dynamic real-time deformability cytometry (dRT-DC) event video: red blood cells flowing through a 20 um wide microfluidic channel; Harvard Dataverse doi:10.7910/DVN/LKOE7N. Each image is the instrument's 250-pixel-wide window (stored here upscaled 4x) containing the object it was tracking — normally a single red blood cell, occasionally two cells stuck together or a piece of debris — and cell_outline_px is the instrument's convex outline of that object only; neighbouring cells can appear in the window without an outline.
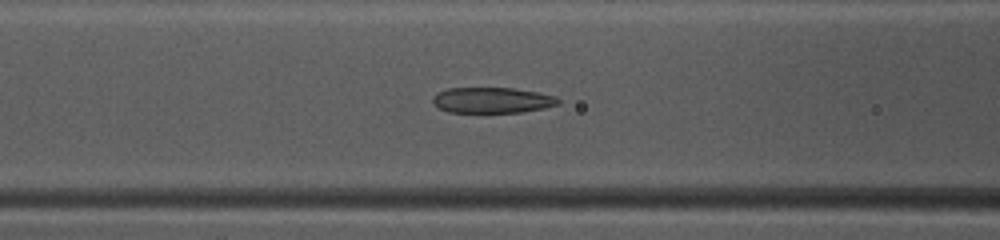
{"species": "common noctule bat (a hibernating species)", "species_latin": "Nyctalus noctula", "temperature_condition": "warm", "stored_images_in_passage": 43, "camera_frame_rate_fps": 3000, "um_per_image_px": 0.085, "animal": {"sex": "female", "body_mass_g": 10.0, "forearm_length_mm": 53.1}, "frame": {"image": 1, "passage_image": 15, "time_ms": 4.667, "image_size_px": [1000, 240], "cell_outline_px": [[560, 104], [544, 108], [520, 112], [448, 112], [440, 108], [432, 100], [432, 96], [436, 92], [448, 88], [512, 88], [536, 92], [556, 96], [560, 100]], "centroid_in_image_um": [41.83, 8.51], "position_along_channel_um": 124.8, "area_um2": 18.73}}
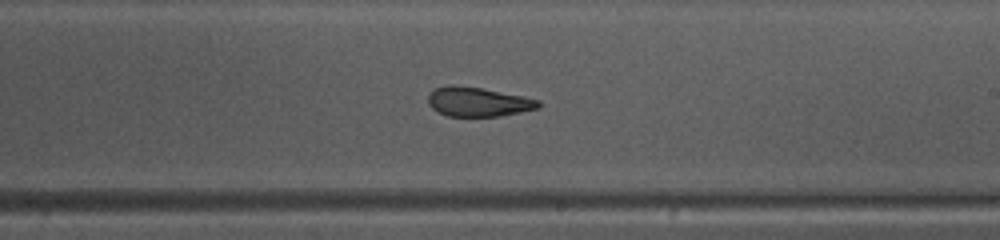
{"frame": {"image": 2, "passage_image": 24, "time_ms": 7.667, "image_size_px": [1000, 240], "cell_outline_px": [[540, 108], [500, 116], [448, 116], [432, 108], [428, 104], [428, 96], [436, 88], [448, 84], [480, 88], [524, 96], [540, 100]], "centroid_in_image_um": [40.66, 8.65], "position_along_channel_um": 248.3, "area_um2": 18.73}}
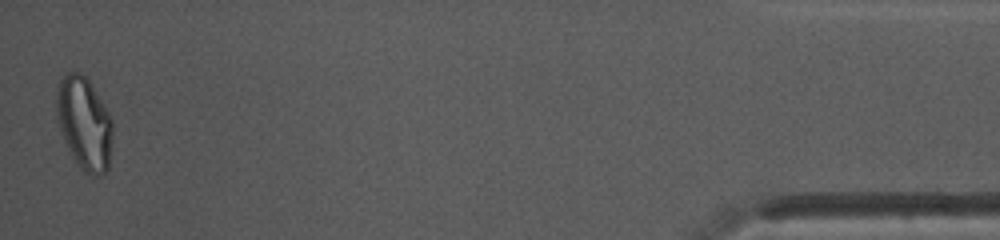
{"frame": {"image": 3, "passage_image": 43, "time_ms": 14.0, "image_size_px": [1000, 240], "cell_outline_px": [[112, 136], [108, 168], [104, 172], [96, 176], [92, 176], [84, 172], [80, 168], [72, 156], [64, 140], [56, 116], [56, 92], [60, 80], [68, 72], [80, 72], [88, 80], [108, 112], [112, 120]], "centroid_in_image_um": [7.15, 10.49], "position_along_channel_um": 428.1, "area_um2": 30.0}, "authors_computed_cell_mechanics": {"area_um2": 20.8658, "velocity_mm_per_s": 4.1075, "shape_relaxation_time_tau1_ms": null, "shape_relaxation_time_tau2_ms": 1.3473, "deformation_change_tau1": null, "deformation_change_tau2": 0.0829}}